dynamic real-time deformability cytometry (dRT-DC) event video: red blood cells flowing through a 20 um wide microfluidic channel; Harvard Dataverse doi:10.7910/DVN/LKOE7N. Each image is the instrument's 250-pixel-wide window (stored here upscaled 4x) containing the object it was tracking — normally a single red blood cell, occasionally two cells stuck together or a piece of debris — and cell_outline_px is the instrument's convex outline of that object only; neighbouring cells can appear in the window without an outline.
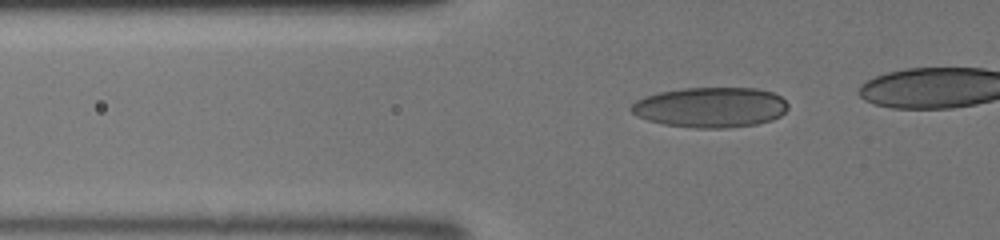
{"species": "human", "species_latin": "Homo sapiens", "temperature_condition": "room temperature", "stored_images_in_passage": 27, "camera_frame_rate_fps": 3000, "um_per_image_px": 0.085, "donor": {"sex": "male"}, "frame": {"image": 1, "passage_image": 3, "time_ms": 0.667, "image_size_px": [1000, 240], "cell_outline_px": [[788, 108], [780, 116], [772, 120], [756, 124], [728, 128], [696, 128], [664, 124], [648, 120], [636, 116], [628, 108], [636, 100], [644, 96], [660, 92], [684, 88], [756, 88], [772, 92], [780, 96], [788, 104]], "centroid_in_image_um": [60.38, 9.12], "position_along_channel_um": 65.4, "area_um2": 36.88}}
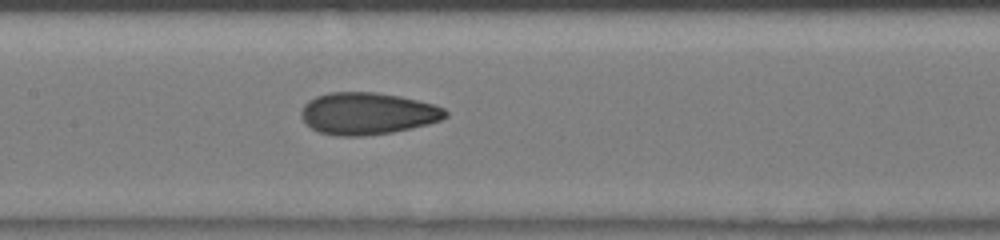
{"frame": {"image": 2, "passage_image": 11, "time_ms": 3.333, "image_size_px": [1000, 240], "cell_outline_px": [[448, 116], [440, 120], [428, 124], [412, 128], [392, 132], [364, 136], [336, 136], [320, 132], [312, 128], [300, 116], [300, 112], [304, 104], [308, 100], [316, 96], [328, 92], [372, 92], [400, 96], [432, 104], [444, 108], [448, 112]], "centroid_in_image_um": [31.23, 9.65], "position_along_channel_um": 176.2, "area_um2": 35.32}}
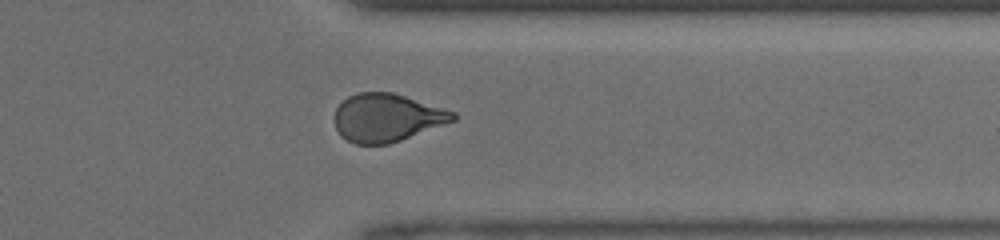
{"frame": {"image": 3, "passage_image": 24, "time_ms": 7.667, "image_size_px": [1000, 240], "cell_outline_px": [[456, 120], [400, 140], [388, 144], [356, 144], [340, 136], [336, 128], [336, 108], [348, 96], [356, 92], [392, 92], [444, 108], [456, 112]], "centroid_in_image_um": [32.89, 9.99], "position_along_channel_um": 378.5, "area_um2": 32.89}}